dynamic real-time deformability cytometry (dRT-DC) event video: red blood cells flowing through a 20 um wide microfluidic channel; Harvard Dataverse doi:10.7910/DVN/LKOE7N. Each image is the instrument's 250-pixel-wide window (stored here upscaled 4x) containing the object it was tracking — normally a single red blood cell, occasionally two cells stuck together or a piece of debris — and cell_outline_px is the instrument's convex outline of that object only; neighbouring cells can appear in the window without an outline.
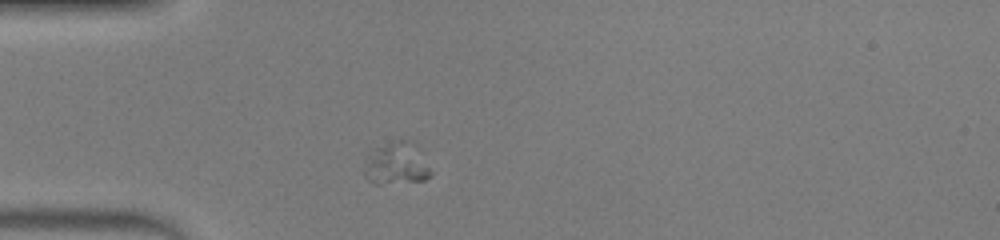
{"species": "human", "species_latin": "Homo sapiens", "temperature_condition": "warm", "stored_images_in_passage": 36, "camera_frame_rate_fps": 3000, "um_per_image_px": 0.085, "donor": {"sex": "male"}, "frame": {"image": 1, "passage_image": 1, "time_ms": 0.0, "image_size_px": [1000, 240], "cell_outline_px": [[432, 176], [424, 180], [380, 184], [372, 184], [364, 176], [364, 164], [368, 156], [376, 148], [400, 140], [412, 140], [432, 172]], "centroid_in_image_um": [33.69, 13.95], "position_along_channel_um": 51.3, "area_um2": 16.13}}
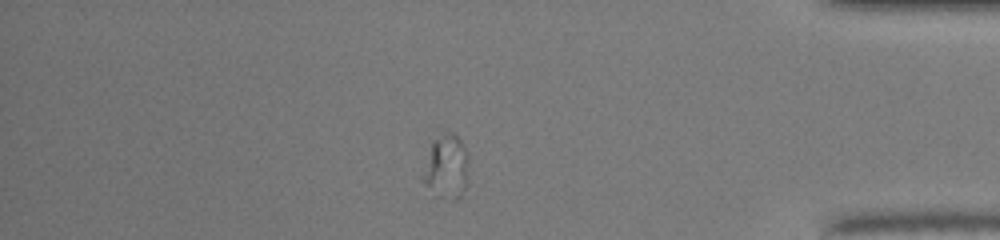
{"frame": {"image": 2, "passage_image": 29, "time_ms": 9.333, "image_size_px": [1000, 240], "cell_outline_px": [[468, 184], [460, 196], [456, 200], [452, 200], [424, 184], [424, 176], [432, 140], [440, 128], [448, 128], [460, 140], [468, 152]], "centroid_in_image_um": [38.02, 14.04], "position_along_channel_um": 397.2, "area_um2": 16.99}}